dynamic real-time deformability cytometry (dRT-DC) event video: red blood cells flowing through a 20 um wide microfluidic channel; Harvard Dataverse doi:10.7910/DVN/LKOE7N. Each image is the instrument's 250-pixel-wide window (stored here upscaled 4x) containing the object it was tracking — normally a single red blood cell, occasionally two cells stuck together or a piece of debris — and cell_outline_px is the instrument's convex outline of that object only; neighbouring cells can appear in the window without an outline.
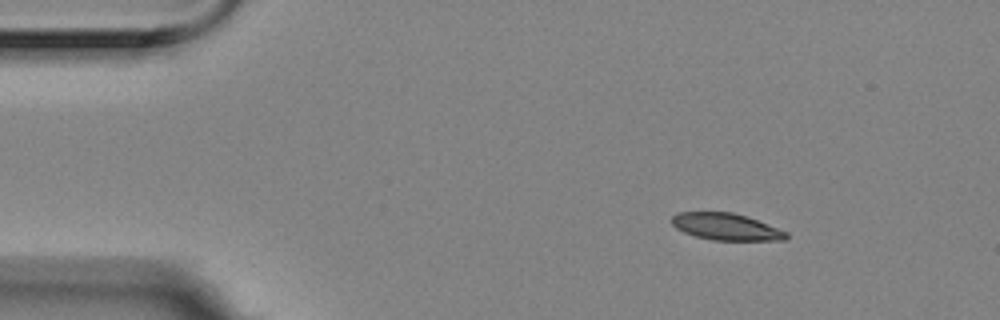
{"species": "Egyptian fruit bat (a non-hibernating species)", "species_latin": "Rousettus aegyptiacus", "temperature_condition": "room temperature", "stored_images_in_passage": 3, "camera_frame_rate_fps": 3000, "um_per_image_px": 0.085, "animal": {"sex": "female"}, "frame": {"image": 1, "passage_image": 1, "time_ms": 0.0, "image_size_px": [1000, 320], "cell_outline_px": [[788, 236], [784, 240], [712, 240], [696, 236], [684, 232], [676, 228], [672, 224], [672, 216], [676, 212], [732, 212], [748, 216], [788, 232]], "centroid_in_image_um": [61.72, 19.26], "position_along_channel_um": 23.3, "area_um2": 17.92}}